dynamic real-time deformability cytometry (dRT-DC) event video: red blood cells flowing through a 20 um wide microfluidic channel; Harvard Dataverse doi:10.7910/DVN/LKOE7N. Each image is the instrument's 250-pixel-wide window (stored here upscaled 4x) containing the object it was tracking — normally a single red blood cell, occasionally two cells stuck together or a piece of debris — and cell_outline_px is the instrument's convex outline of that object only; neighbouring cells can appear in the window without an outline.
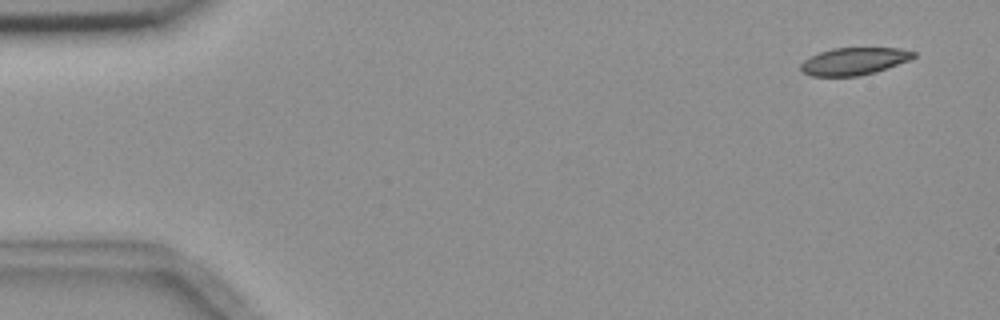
{"species": "common noctule bat (a hibernating species)", "species_latin": "Nyctalus noctula", "temperature_condition": "room temperature", "stored_images_in_passage": 9, "camera_frame_rate_fps": 3000, "um_per_image_px": 0.085, "animal": {"sex": "female", "body_mass_g": 18.4}, "frame": {"image": 1, "passage_image": 1, "time_ms": 0.0, "image_size_px": [1000, 320], "cell_outline_px": [[916, 56], [908, 60], [876, 72], [860, 76], [812, 76], [804, 72], [800, 68], [800, 64], [804, 60], [820, 52], [832, 48], [900, 48], [916, 52]], "centroid_in_image_um": [72.6, 5.2], "position_along_channel_um": 12.4, "area_um2": 17.86}}
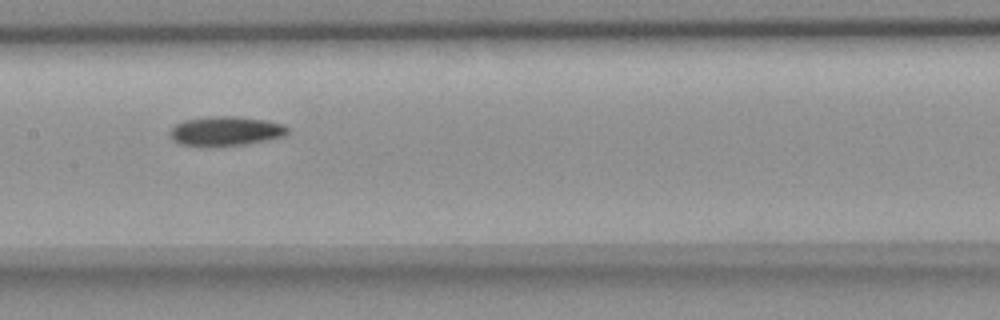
{"frame": {"image": 2, "passage_image": 8, "time_ms": 8.0, "image_size_px": [1000, 320], "cell_outline_px": [[288, 132], [284, 136], [268, 140], [244, 144], [180, 144], [172, 140], [168, 132], [176, 124], [184, 120], [212, 116], [236, 116], [264, 120], [280, 124], [288, 128]], "centroid_in_image_um": [19.18, 11.11], "position_along_channel_um": 188.2, "area_um2": 19.48}}
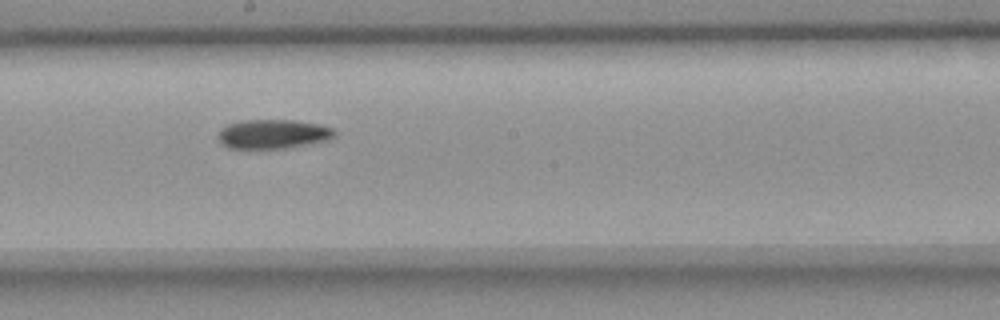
{"frame": {"image": 3, "passage_image": 9, "time_ms": 9.0, "image_size_px": [1000, 320], "cell_outline_px": [[336, 136], [328, 140], [284, 148], [228, 148], [220, 144], [216, 136], [220, 128], [228, 124], [240, 120], [292, 120], [320, 124], [332, 128], [336, 132]], "centroid_in_image_um": [23.16, 11.38], "position_along_channel_um": 225.0, "area_um2": 20.0}}